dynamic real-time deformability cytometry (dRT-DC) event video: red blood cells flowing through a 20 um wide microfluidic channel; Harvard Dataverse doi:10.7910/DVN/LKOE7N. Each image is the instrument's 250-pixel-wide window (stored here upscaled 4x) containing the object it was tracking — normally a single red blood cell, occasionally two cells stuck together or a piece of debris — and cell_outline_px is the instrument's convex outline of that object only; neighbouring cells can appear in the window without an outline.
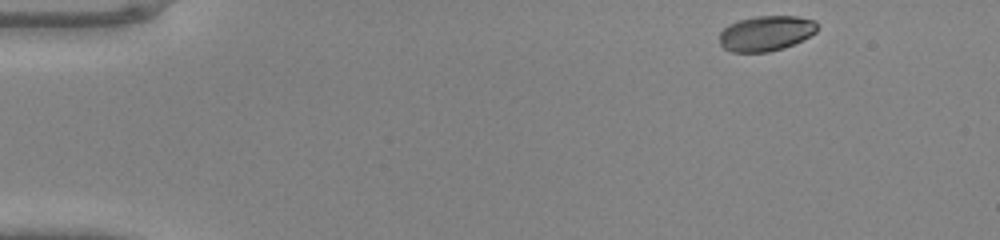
{"species": "common noctule bat (a hibernating species)", "species_latin": "Nyctalus noctula", "temperature_condition": "warm", "stored_images_in_passage": 43, "camera_frame_rate_fps": 3000, "um_per_image_px": 0.085, "animal": {"sex": "male", "body_mass_g": 20.0, "forearm_length_mm": 53.3}, "frame": {"image": 1, "passage_image": 1, "time_ms": 0.0, "image_size_px": [1000, 240], "cell_outline_px": [[816, 32], [784, 48], [768, 52], [732, 52], [724, 48], [720, 44], [720, 32], [728, 24], [740, 20], [756, 16], [796, 16], [816, 20]], "centroid_in_image_um": [65.08, 2.83], "position_along_channel_um": 19.9, "area_um2": 19.94}}
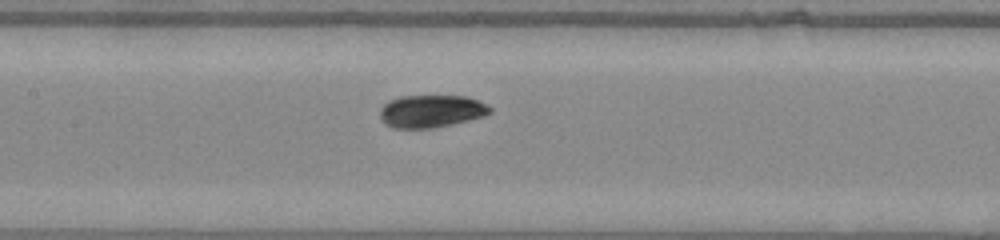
{"frame": {"image": 2, "passage_image": 19, "time_ms": 6.0, "image_size_px": [1000, 240], "cell_outline_px": [[492, 112], [484, 116], [452, 124], [432, 128], [392, 128], [384, 124], [380, 116], [380, 108], [388, 100], [400, 96], [464, 96], [476, 100], [492, 108]], "centroid_in_image_um": [36.61, 9.45], "position_along_channel_um": 170.8, "area_um2": 20.87}}
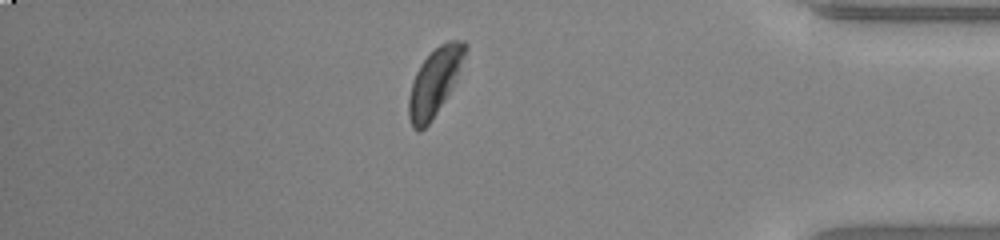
{"frame": {"image": 3, "passage_image": 37, "time_ms": 12.0, "image_size_px": [1000, 240], "cell_outline_px": [[468, 48], [456, 76], [448, 92], [436, 112], [428, 124], [420, 132], [416, 132], [412, 128], [408, 116], [408, 96], [416, 72], [420, 64], [440, 44], [448, 40], [464, 40], [468, 44]], "centroid_in_image_um": [36.91, 6.96], "position_along_channel_um": 398.3, "area_um2": 21.5}}